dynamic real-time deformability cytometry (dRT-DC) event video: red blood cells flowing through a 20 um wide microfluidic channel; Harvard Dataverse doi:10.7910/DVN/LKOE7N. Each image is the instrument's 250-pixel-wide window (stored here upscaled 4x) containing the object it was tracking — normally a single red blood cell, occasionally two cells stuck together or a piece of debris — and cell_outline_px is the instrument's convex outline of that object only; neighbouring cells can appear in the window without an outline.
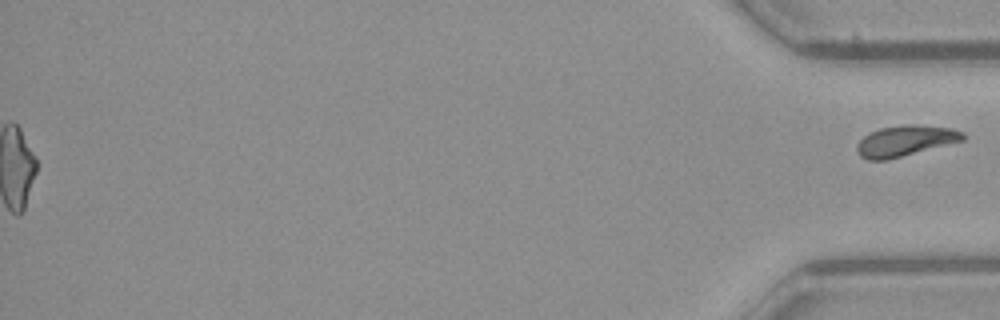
{"species": "common noctule bat (a hibernating species)", "species_latin": "Nyctalus noctula", "temperature_condition": "warm", "stored_images_in_passage": 53, "segment_of_instrument_passage": [2, 2], "camera_frame_rate_fps": 3000, "um_per_image_px": 0.085, "animal": {"sex": "female", "body_mass_g": 21.9}, "frame": {"image": 1, "passage_image": 53, "time_ms": 17.333, "image_size_px": [1000, 320], "cell_outline_px": [[968, 136], [964, 140], [888, 160], [868, 160], [860, 156], [856, 148], [856, 144], [864, 136], [880, 128], [904, 124], [916, 124], [952, 128], [964, 132]], "centroid_in_image_um": [76.98, 11.96], "position_along_channel_um": 358.2, "area_um2": 19.13}}